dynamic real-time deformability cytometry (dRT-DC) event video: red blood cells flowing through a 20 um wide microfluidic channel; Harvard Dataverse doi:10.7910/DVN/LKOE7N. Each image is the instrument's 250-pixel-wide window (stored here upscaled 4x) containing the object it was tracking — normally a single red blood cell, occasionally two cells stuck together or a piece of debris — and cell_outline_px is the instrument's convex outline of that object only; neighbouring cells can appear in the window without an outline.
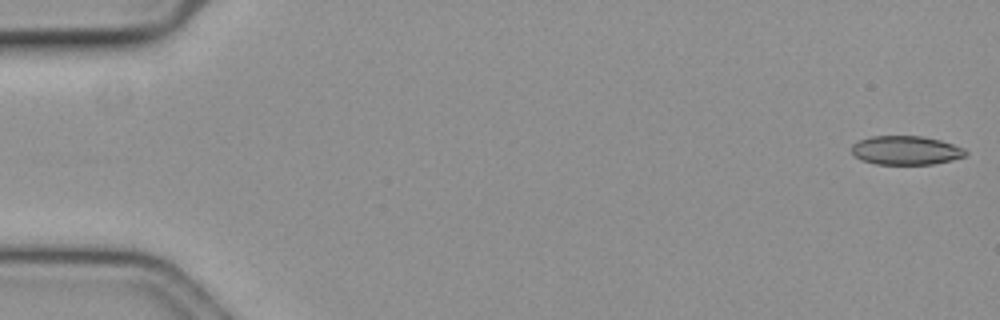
{"species": "common noctule bat (a hibernating species)", "species_latin": "Nyctalus noctula", "temperature_condition": "cold", "stored_images_in_passage": 57, "camera_frame_rate_fps": 3000, "um_per_image_px": 0.085, "animal": {"sex": "female", "body_mass_g": 19.3, "forearm_length_mm": 54.1}, "frame": {"image": 1, "passage_image": 1, "time_ms": 0.0, "image_size_px": [1000, 320], "cell_outline_px": [[968, 152], [964, 156], [952, 160], [932, 164], [876, 164], [864, 160], [856, 156], [852, 152], [852, 144], [856, 140], [872, 136], [924, 136], [940, 140], [964, 148]], "centroid_in_image_um": [77.0, 12.77], "position_along_channel_um": 8.0, "area_um2": 19.13}}
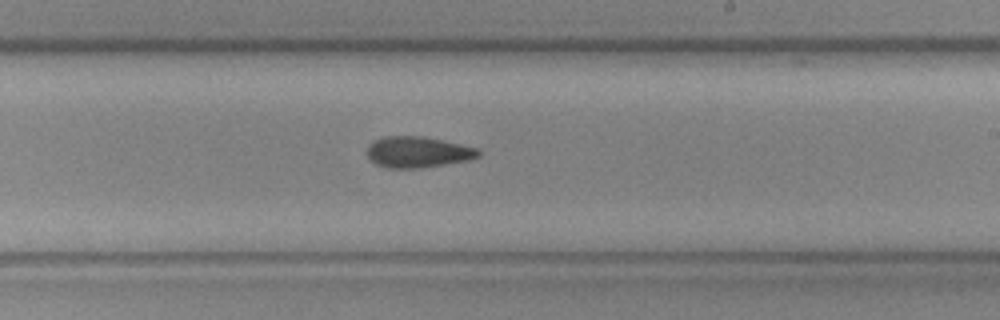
{"frame": {"image": 2, "passage_image": 34, "time_ms": 11.0, "image_size_px": [1000, 320], "cell_outline_px": [[480, 156], [468, 160], [424, 168], [384, 168], [368, 160], [368, 144], [372, 140], [384, 136], [424, 136], [460, 144], [476, 148], [480, 152]], "centroid_in_image_um": [35.46, 12.93], "position_along_channel_um": 253.5, "area_um2": 20.35}}
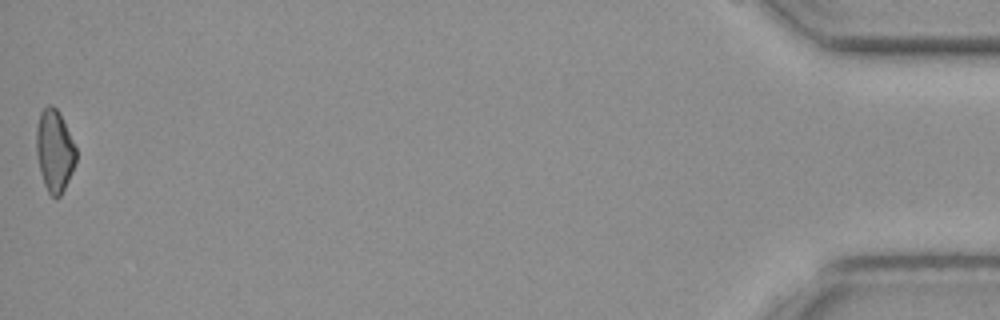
{"frame": {"image": 3, "passage_image": 57, "time_ms": 18.667, "image_size_px": [1000, 320], "cell_outline_px": [[76, 160], [72, 172], [60, 196], [56, 200], [48, 192], [44, 184], [40, 172], [36, 156], [36, 128], [40, 112], [48, 104], [52, 104], [60, 112], [76, 148]], "centroid_in_image_um": [4.62, 12.8], "position_along_channel_um": 430.6, "area_um2": 19.13}}